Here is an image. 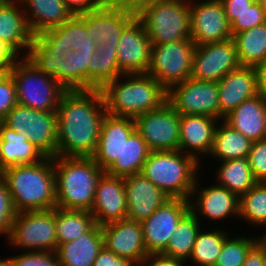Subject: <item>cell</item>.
I'll return each mask as SVG.
<instances>
[{
  "instance_id": "6da1fadb",
  "label": "cell",
  "mask_w": 266,
  "mask_h": 266,
  "mask_svg": "<svg viewBox=\"0 0 266 266\" xmlns=\"http://www.w3.org/2000/svg\"><path fill=\"white\" fill-rule=\"evenodd\" d=\"M56 113L57 156L92 157L108 114L101 90L65 91Z\"/></svg>"
},
{
  "instance_id": "7a4b0ae2",
  "label": "cell",
  "mask_w": 266,
  "mask_h": 266,
  "mask_svg": "<svg viewBox=\"0 0 266 266\" xmlns=\"http://www.w3.org/2000/svg\"><path fill=\"white\" fill-rule=\"evenodd\" d=\"M17 213L56 207L53 157L26 165L10 166L0 172Z\"/></svg>"
},
{
  "instance_id": "3957f363",
  "label": "cell",
  "mask_w": 266,
  "mask_h": 266,
  "mask_svg": "<svg viewBox=\"0 0 266 266\" xmlns=\"http://www.w3.org/2000/svg\"><path fill=\"white\" fill-rule=\"evenodd\" d=\"M101 92L108 114L116 117L135 119L167 101V90L147 73L123 74Z\"/></svg>"
},
{
  "instance_id": "277c9868",
  "label": "cell",
  "mask_w": 266,
  "mask_h": 266,
  "mask_svg": "<svg viewBox=\"0 0 266 266\" xmlns=\"http://www.w3.org/2000/svg\"><path fill=\"white\" fill-rule=\"evenodd\" d=\"M56 207L91 211L104 171L92 157H53Z\"/></svg>"
},
{
  "instance_id": "5b68a950",
  "label": "cell",
  "mask_w": 266,
  "mask_h": 266,
  "mask_svg": "<svg viewBox=\"0 0 266 266\" xmlns=\"http://www.w3.org/2000/svg\"><path fill=\"white\" fill-rule=\"evenodd\" d=\"M96 51H73L64 45H41L35 38L25 58L66 90H87V67Z\"/></svg>"
},
{
  "instance_id": "8992f818",
  "label": "cell",
  "mask_w": 266,
  "mask_h": 266,
  "mask_svg": "<svg viewBox=\"0 0 266 266\" xmlns=\"http://www.w3.org/2000/svg\"><path fill=\"white\" fill-rule=\"evenodd\" d=\"M200 164L194 157L180 150L150 151L141 174L168 197L189 200L201 171Z\"/></svg>"
},
{
  "instance_id": "52a82bcc",
  "label": "cell",
  "mask_w": 266,
  "mask_h": 266,
  "mask_svg": "<svg viewBox=\"0 0 266 266\" xmlns=\"http://www.w3.org/2000/svg\"><path fill=\"white\" fill-rule=\"evenodd\" d=\"M136 17L143 23L151 44L191 38L189 0H154Z\"/></svg>"
},
{
  "instance_id": "ba28073f",
  "label": "cell",
  "mask_w": 266,
  "mask_h": 266,
  "mask_svg": "<svg viewBox=\"0 0 266 266\" xmlns=\"http://www.w3.org/2000/svg\"><path fill=\"white\" fill-rule=\"evenodd\" d=\"M16 84L17 103L40 111H56L66 91L57 80L39 71L25 57L9 70Z\"/></svg>"
},
{
  "instance_id": "9c48e42d",
  "label": "cell",
  "mask_w": 266,
  "mask_h": 266,
  "mask_svg": "<svg viewBox=\"0 0 266 266\" xmlns=\"http://www.w3.org/2000/svg\"><path fill=\"white\" fill-rule=\"evenodd\" d=\"M6 240L11 247L24 251L55 252L58 246L55 208L17 213Z\"/></svg>"
},
{
  "instance_id": "30bf717a",
  "label": "cell",
  "mask_w": 266,
  "mask_h": 266,
  "mask_svg": "<svg viewBox=\"0 0 266 266\" xmlns=\"http://www.w3.org/2000/svg\"><path fill=\"white\" fill-rule=\"evenodd\" d=\"M195 44L191 38L163 44H152L147 74L166 90L192 75Z\"/></svg>"
},
{
  "instance_id": "8fae6325",
  "label": "cell",
  "mask_w": 266,
  "mask_h": 266,
  "mask_svg": "<svg viewBox=\"0 0 266 266\" xmlns=\"http://www.w3.org/2000/svg\"><path fill=\"white\" fill-rule=\"evenodd\" d=\"M2 122L18 134H26L28 140L45 156H57L56 111H40L17 104Z\"/></svg>"
},
{
  "instance_id": "7c38bea8",
  "label": "cell",
  "mask_w": 266,
  "mask_h": 266,
  "mask_svg": "<svg viewBox=\"0 0 266 266\" xmlns=\"http://www.w3.org/2000/svg\"><path fill=\"white\" fill-rule=\"evenodd\" d=\"M167 102L181 115H207L219 119V89L214 81L188 78L167 90Z\"/></svg>"
},
{
  "instance_id": "4fadbf2b",
  "label": "cell",
  "mask_w": 266,
  "mask_h": 266,
  "mask_svg": "<svg viewBox=\"0 0 266 266\" xmlns=\"http://www.w3.org/2000/svg\"><path fill=\"white\" fill-rule=\"evenodd\" d=\"M136 131L150 151H175L180 144V114L166 101L134 119Z\"/></svg>"
},
{
  "instance_id": "5bb4252c",
  "label": "cell",
  "mask_w": 266,
  "mask_h": 266,
  "mask_svg": "<svg viewBox=\"0 0 266 266\" xmlns=\"http://www.w3.org/2000/svg\"><path fill=\"white\" fill-rule=\"evenodd\" d=\"M190 211L188 199L169 197L147 219L141 222L148 254L162 253L179 221Z\"/></svg>"
},
{
  "instance_id": "9a60e30c",
  "label": "cell",
  "mask_w": 266,
  "mask_h": 266,
  "mask_svg": "<svg viewBox=\"0 0 266 266\" xmlns=\"http://www.w3.org/2000/svg\"><path fill=\"white\" fill-rule=\"evenodd\" d=\"M240 66L233 38L195 45L191 78L218 82Z\"/></svg>"
},
{
  "instance_id": "2e32d148",
  "label": "cell",
  "mask_w": 266,
  "mask_h": 266,
  "mask_svg": "<svg viewBox=\"0 0 266 266\" xmlns=\"http://www.w3.org/2000/svg\"><path fill=\"white\" fill-rule=\"evenodd\" d=\"M189 0L190 32L195 45L233 38L221 0Z\"/></svg>"
},
{
  "instance_id": "e0dca14e",
  "label": "cell",
  "mask_w": 266,
  "mask_h": 266,
  "mask_svg": "<svg viewBox=\"0 0 266 266\" xmlns=\"http://www.w3.org/2000/svg\"><path fill=\"white\" fill-rule=\"evenodd\" d=\"M198 178L189 198L190 211L196 218L202 221L200 218L203 216V218L214 222L226 221L225 219H229L232 216H237L236 218L238 219L239 197L216 182L214 185L200 188Z\"/></svg>"
},
{
  "instance_id": "ac0fdd59",
  "label": "cell",
  "mask_w": 266,
  "mask_h": 266,
  "mask_svg": "<svg viewBox=\"0 0 266 266\" xmlns=\"http://www.w3.org/2000/svg\"><path fill=\"white\" fill-rule=\"evenodd\" d=\"M152 44L143 23L135 17L122 31L117 61L123 74L147 73Z\"/></svg>"
},
{
  "instance_id": "d6986e66",
  "label": "cell",
  "mask_w": 266,
  "mask_h": 266,
  "mask_svg": "<svg viewBox=\"0 0 266 266\" xmlns=\"http://www.w3.org/2000/svg\"><path fill=\"white\" fill-rule=\"evenodd\" d=\"M90 212L99 226L127 217L124 177L112 176L105 172L102 174L96 185Z\"/></svg>"
},
{
  "instance_id": "ffe728a7",
  "label": "cell",
  "mask_w": 266,
  "mask_h": 266,
  "mask_svg": "<svg viewBox=\"0 0 266 266\" xmlns=\"http://www.w3.org/2000/svg\"><path fill=\"white\" fill-rule=\"evenodd\" d=\"M104 246L119 257L140 264L148 255L144 245L141 222L125 218L101 226Z\"/></svg>"
},
{
  "instance_id": "44dd1931",
  "label": "cell",
  "mask_w": 266,
  "mask_h": 266,
  "mask_svg": "<svg viewBox=\"0 0 266 266\" xmlns=\"http://www.w3.org/2000/svg\"><path fill=\"white\" fill-rule=\"evenodd\" d=\"M127 217L143 222L169 197L141 173L124 177Z\"/></svg>"
},
{
  "instance_id": "7402d4cb",
  "label": "cell",
  "mask_w": 266,
  "mask_h": 266,
  "mask_svg": "<svg viewBox=\"0 0 266 266\" xmlns=\"http://www.w3.org/2000/svg\"><path fill=\"white\" fill-rule=\"evenodd\" d=\"M217 83L220 121L245 100L259 94L255 67L240 66L227 73Z\"/></svg>"
},
{
  "instance_id": "603a6c76",
  "label": "cell",
  "mask_w": 266,
  "mask_h": 266,
  "mask_svg": "<svg viewBox=\"0 0 266 266\" xmlns=\"http://www.w3.org/2000/svg\"><path fill=\"white\" fill-rule=\"evenodd\" d=\"M219 121L207 115L180 114L179 150L201 162V156H208L211 153L214 132Z\"/></svg>"
},
{
  "instance_id": "cb8c5ba5",
  "label": "cell",
  "mask_w": 266,
  "mask_h": 266,
  "mask_svg": "<svg viewBox=\"0 0 266 266\" xmlns=\"http://www.w3.org/2000/svg\"><path fill=\"white\" fill-rule=\"evenodd\" d=\"M136 130L132 118L116 117L109 114L103 120L98 144L92 159L105 172L121 156L123 143Z\"/></svg>"
},
{
  "instance_id": "d4e9b609",
  "label": "cell",
  "mask_w": 266,
  "mask_h": 266,
  "mask_svg": "<svg viewBox=\"0 0 266 266\" xmlns=\"http://www.w3.org/2000/svg\"><path fill=\"white\" fill-rule=\"evenodd\" d=\"M34 38L35 36L29 28L20 1L1 0L0 40L7 44L19 57H25Z\"/></svg>"
},
{
  "instance_id": "484cf974",
  "label": "cell",
  "mask_w": 266,
  "mask_h": 266,
  "mask_svg": "<svg viewBox=\"0 0 266 266\" xmlns=\"http://www.w3.org/2000/svg\"><path fill=\"white\" fill-rule=\"evenodd\" d=\"M136 14L108 5L106 2L96 10L86 13V28L96 46H117L124 28Z\"/></svg>"
},
{
  "instance_id": "4316f807",
  "label": "cell",
  "mask_w": 266,
  "mask_h": 266,
  "mask_svg": "<svg viewBox=\"0 0 266 266\" xmlns=\"http://www.w3.org/2000/svg\"><path fill=\"white\" fill-rule=\"evenodd\" d=\"M223 121L252 141L266 139V98L259 93L245 100Z\"/></svg>"
},
{
  "instance_id": "83f0119b",
  "label": "cell",
  "mask_w": 266,
  "mask_h": 266,
  "mask_svg": "<svg viewBox=\"0 0 266 266\" xmlns=\"http://www.w3.org/2000/svg\"><path fill=\"white\" fill-rule=\"evenodd\" d=\"M35 39L41 45H64L73 51H97L98 48L86 28V13L74 15L60 26L36 35Z\"/></svg>"
},
{
  "instance_id": "f1b7e54d",
  "label": "cell",
  "mask_w": 266,
  "mask_h": 266,
  "mask_svg": "<svg viewBox=\"0 0 266 266\" xmlns=\"http://www.w3.org/2000/svg\"><path fill=\"white\" fill-rule=\"evenodd\" d=\"M103 247L101 226L96 223L78 239L58 245L55 252L60 266H93Z\"/></svg>"
},
{
  "instance_id": "f546056e",
  "label": "cell",
  "mask_w": 266,
  "mask_h": 266,
  "mask_svg": "<svg viewBox=\"0 0 266 266\" xmlns=\"http://www.w3.org/2000/svg\"><path fill=\"white\" fill-rule=\"evenodd\" d=\"M34 36L60 26L74 14L63 0H19Z\"/></svg>"
},
{
  "instance_id": "4dcf8cb0",
  "label": "cell",
  "mask_w": 266,
  "mask_h": 266,
  "mask_svg": "<svg viewBox=\"0 0 266 266\" xmlns=\"http://www.w3.org/2000/svg\"><path fill=\"white\" fill-rule=\"evenodd\" d=\"M0 133V172L10 166L33 164L46 157L26 134H18L3 122H0Z\"/></svg>"
},
{
  "instance_id": "1f68e13d",
  "label": "cell",
  "mask_w": 266,
  "mask_h": 266,
  "mask_svg": "<svg viewBox=\"0 0 266 266\" xmlns=\"http://www.w3.org/2000/svg\"><path fill=\"white\" fill-rule=\"evenodd\" d=\"M87 67V90L102 89L108 82L123 75L117 61V46H97Z\"/></svg>"
},
{
  "instance_id": "d6a6232c",
  "label": "cell",
  "mask_w": 266,
  "mask_h": 266,
  "mask_svg": "<svg viewBox=\"0 0 266 266\" xmlns=\"http://www.w3.org/2000/svg\"><path fill=\"white\" fill-rule=\"evenodd\" d=\"M150 153L142 136L135 130L123 143L121 156L105 171L106 174L126 177L142 172L143 165Z\"/></svg>"
},
{
  "instance_id": "836d02e7",
  "label": "cell",
  "mask_w": 266,
  "mask_h": 266,
  "mask_svg": "<svg viewBox=\"0 0 266 266\" xmlns=\"http://www.w3.org/2000/svg\"><path fill=\"white\" fill-rule=\"evenodd\" d=\"M253 141L234 130L223 120L217 124L213 146L209 154L214 160L227 161L240 157H248Z\"/></svg>"
},
{
  "instance_id": "e575fe53",
  "label": "cell",
  "mask_w": 266,
  "mask_h": 266,
  "mask_svg": "<svg viewBox=\"0 0 266 266\" xmlns=\"http://www.w3.org/2000/svg\"><path fill=\"white\" fill-rule=\"evenodd\" d=\"M215 172L218 185L224 186L238 197L246 193L257 182L249 166L248 157L220 162Z\"/></svg>"
},
{
  "instance_id": "d590c367",
  "label": "cell",
  "mask_w": 266,
  "mask_h": 266,
  "mask_svg": "<svg viewBox=\"0 0 266 266\" xmlns=\"http://www.w3.org/2000/svg\"><path fill=\"white\" fill-rule=\"evenodd\" d=\"M233 40L241 66L256 67L266 60V22L236 33Z\"/></svg>"
},
{
  "instance_id": "8d00e7d4",
  "label": "cell",
  "mask_w": 266,
  "mask_h": 266,
  "mask_svg": "<svg viewBox=\"0 0 266 266\" xmlns=\"http://www.w3.org/2000/svg\"><path fill=\"white\" fill-rule=\"evenodd\" d=\"M96 224L90 211L55 207L58 245L74 241Z\"/></svg>"
},
{
  "instance_id": "74e56055",
  "label": "cell",
  "mask_w": 266,
  "mask_h": 266,
  "mask_svg": "<svg viewBox=\"0 0 266 266\" xmlns=\"http://www.w3.org/2000/svg\"><path fill=\"white\" fill-rule=\"evenodd\" d=\"M196 216L189 211L171 234L169 243L162 254L184 261L189 260L197 235L202 229Z\"/></svg>"
},
{
  "instance_id": "f35d334b",
  "label": "cell",
  "mask_w": 266,
  "mask_h": 266,
  "mask_svg": "<svg viewBox=\"0 0 266 266\" xmlns=\"http://www.w3.org/2000/svg\"><path fill=\"white\" fill-rule=\"evenodd\" d=\"M229 235L230 233L226 230H219V228L214 227L213 230L211 228L207 231L202 228L195 240L189 263L197 266H214Z\"/></svg>"
},
{
  "instance_id": "ab89813d",
  "label": "cell",
  "mask_w": 266,
  "mask_h": 266,
  "mask_svg": "<svg viewBox=\"0 0 266 266\" xmlns=\"http://www.w3.org/2000/svg\"><path fill=\"white\" fill-rule=\"evenodd\" d=\"M254 227L266 226V183L257 182L239 197V219Z\"/></svg>"
},
{
  "instance_id": "60d3db41",
  "label": "cell",
  "mask_w": 266,
  "mask_h": 266,
  "mask_svg": "<svg viewBox=\"0 0 266 266\" xmlns=\"http://www.w3.org/2000/svg\"><path fill=\"white\" fill-rule=\"evenodd\" d=\"M255 237V238H254ZM261 238L243 235L226 238L214 266H243L249 249Z\"/></svg>"
},
{
  "instance_id": "b9f144b4",
  "label": "cell",
  "mask_w": 266,
  "mask_h": 266,
  "mask_svg": "<svg viewBox=\"0 0 266 266\" xmlns=\"http://www.w3.org/2000/svg\"><path fill=\"white\" fill-rule=\"evenodd\" d=\"M266 22V10L262 6L260 0L252 3L247 10L231 23V33H236L253 28Z\"/></svg>"
},
{
  "instance_id": "7bdbcfd3",
  "label": "cell",
  "mask_w": 266,
  "mask_h": 266,
  "mask_svg": "<svg viewBox=\"0 0 266 266\" xmlns=\"http://www.w3.org/2000/svg\"><path fill=\"white\" fill-rule=\"evenodd\" d=\"M9 258L13 266H60L56 252L24 251Z\"/></svg>"
},
{
  "instance_id": "ee69618b",
  "label": "cell",
  "mask_w": 266,
  "mask_h": 266,
  "mask_svg": "<svg viewBox=\"0 0 266 266\" xmlns=\"http://www.w3.org/2000/svg\"><path fill=\"white\" fill-rule=\"evenodd\" d=\"M16 214L8 187L0 176V236L9 237Z\"/></svg>"
},
{
  "instance_id": "f6af8a7d",
  "label": "cell",
  "mask_w": 266,
  "mask_h": 266,
  "mask_svg": "<svg viewBox=\"0 0 266 266\" xmlns=\"http://www.w3.org/2000/svg\"><path fill=\"white\" fill-rule=\"evenodd\" d=\"M248 161L256 182L266 183V139L253 141Z\"/></svg>"
},
{
  "instance_id": "bcb514c9",
  "label": "cell",
  "mask_w": 266,
  "mask_h": 266,
  "mask_svg": "<svg viewBox=\"0 0 266 266\" xmlns=\"http://www.w3.org/2000/svg\"><path fill=\"white\" fill-rule=\"evenodd\" d=\"M17 104L16 84L12 75L8 73L0 80V122Z\"/></svg>"
},
{
  "instance_id": "7dc6e473",
  "label": "cell",
  "mask_w": 266,
  "mask_h": 266,
  "mask_svg": "<svg viewBox=\"0 0 266 266\" xmlns=\"http://www.w3.org/2000/svg\"><path fill=\"white\" fill-rule=\"evenodd\" d=\"M137 264L129 258L119 257L105 246L96 257L93 266H136Z\"/></svg>"
},
{
  "instance_id": "c3c4849f",
  "label": "cell",
  "mask_w": 266,
  "mask_h": 266,
  "mask_svg": "<svg viewBox=\"0 0 266 266\" xmlns=\"http://www.w3.org/2000/svg\"><path fill=\"white\" fill-rule=\"evenodd\" d=\"M243 266H266V240L262 237L249 249Z\"/></svg>"
},
{
  "instance_id": "681fc988",
  "label": "cell",
  "mask_w": 266,
  "mask_h": 266,
  "mask_svg": "<svg viewBox=\"0 0 266 266\" xmlns=\"http://www.w3.org/2000/svg\"><path fill=\"white\" fill-rule=\"evenodd\" d=\"M186 261L164 255L162 253L148 254L140 263L141 266H187Z\"/></svg>"
},
{
  "instance_id": "f907efd6",
  "label": "cell",
  "mask_w": 266,
  "mask_h": 266,
  "mask_svg": "<svg viewBox=\"0 0 266 266\" xmlns=\"http://www.w3.org/2000/svg\"><path fill=\"white\" fill-rule=\"evenodd\" d=\"M74 15L87 13L101 7L106 0H63Z\"/></svg>"
},
{
  "instance_id": "816d5d0a",
  "label": "cell",
  "mask_w": 266,
  "mask_h": 266,
  "mask_svg": "<svg viewBox=\"0 0 266 266\" xmlns=\"http://www.w3.org/2000/svg\"><path fill=\"white\" fill-rule=\"evenodd\" d=\"M230 24L256 0H221Z\"/></svg>"
},
{
  "instance_id": "f5cc1de1",
  "label": "cell",
  "mask_w": 266,
  "mask_h": 266,
  "mask_svg": "<svg viewBox=\"0 0 266 266\" xmlns=\"http://www.w3.org/2000/svg\"><path fill=\"white\" fill-rule=\"evenodd\" d=\"M154 0H106L108 5L138 14L143 8L147 7Z\"/></svg>"
},
{
  "instance_id": "db71d44e",
  "label": "cell",
  "mask_w": 266,
  "mask_h": 266,
  "mask_svg": "<svg viewBox=\"0 0 266 266\" xmlns=\"http://www.w3.org/2000/svg\"><path fill=\"white\" fill-rule=\"evenodd\" d=\"M20 57L0 40V67H12Z\"/></svg>"
},
{
  "instance_id": "11a10c76",
  "label": "cell",
  "mask_w": 266,
  "mask_h": 266,
  "mask_svg": "<svg viewBox=\"0 0 266 266\" xmlns=\"http://www.w3.org/2000/svg\"><path fill=\"white\" fill-rule=\"evenodd\" d=\"M258 92L266 98V60L256 67Z\"/></svg>"
},
{
  "instance_id": "9f6ffc18",
  "label": "cell",
  "mask_w": 266,
  "mask_h": 266,
  "mask_svg": "<svg viewBox=\"0 0 266 266\" xmlns=\"http://www.w3.org/2000/svg\"><path fill=\"white\" fill-rule=\"evenodd\" d=\"M12 67H0V80L5 77Z\"/></svg>"
},
{
  "instance_id": "6f0895ef",
  "label": "cell",
  "mask_w": 266,
  "mask_h": 266,
  "mask_svg": "<svg viewBox=\"0 0 266 266\" xmlns=\"http://www.w3.org/2000/svg\"><path fill=\"white\" fill-rule=\"evenodd\" d=\"M0 266H13L11 261H10V258L9 257H5L3 259L0 258Z\"/></svg>"
},
{
  "instance_id": "680465c9",
  "label": "cell",
  "mask_w": 266,
  "mask_h": 266,
  "mask_svg": "<svg viewBox=\"0 0 266 266\" xmlns=\"http://www.w3.org/2000/svg\"><path fill=\"white\" fill-rule=\"evenodd\" d=\"M262 6L264 7V9L266 10V0H260Z\"/></svg>"
},
{
  "instance_id": "91938a15",
  "label": "cell",
  "mask_w": 266,
  "mask_h": 266,
  "mask_svg": "<svg viewBox=\"0 0 266 266\" xmlns=\"http://www.w3.org/2000/svg\"><path fill=\"white\" fill-rule=\"evenodd\" d=\"M263 235L261 237L266 240V233L265 234L263 233Z\"/></svg>"
},
{
  "instance_id": "94428289",
  "label": "cell",
  "mask_w": 266,
  "mask_h": 266,
  "mask_svg": "<svg viewBox=\"0 0 266 266\" xmlns=\"http://www.w3.org/2000/svg\"><path fill=\"white\" fill-rule=\"evenodd\" d=\"M1 142H2V137H1V133H0V147H1Z\"/></svg>"
}]
</instances>
